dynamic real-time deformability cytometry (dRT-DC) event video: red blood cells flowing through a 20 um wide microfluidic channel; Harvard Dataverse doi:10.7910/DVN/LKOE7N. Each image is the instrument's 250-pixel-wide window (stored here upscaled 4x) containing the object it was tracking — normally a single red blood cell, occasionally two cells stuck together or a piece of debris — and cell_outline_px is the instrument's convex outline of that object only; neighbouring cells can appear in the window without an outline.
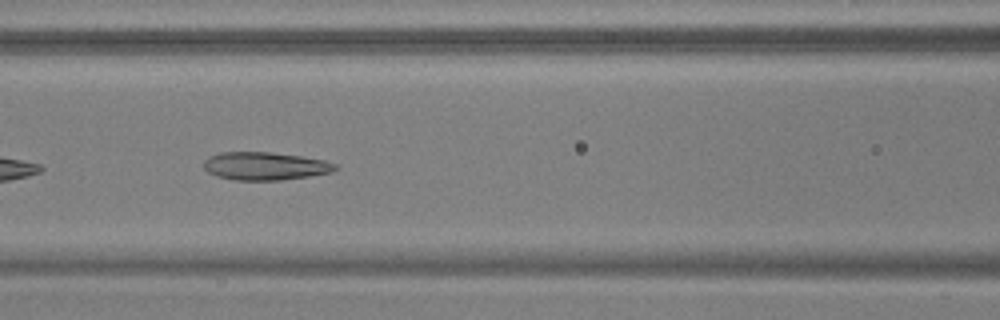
{"species": "common noctule bat (a hibernating species)", "species_latin": "Nyctalus noctula", "temperature_condition": "warm", "stored_images_in_passage": 37, "camera_frame_rate_fps": 3000, "um_per_image_px": 0.085, "animal": {"sex": "male", "body_mass_g": 17.9, "forearm_length_mm": 54.2}, "frame": {"image": 1, "passage_image": 8, "time_ms": 2.333, "image_size_px": [1000, 320], "cell_outline_px": [[340, 168], [332, 172], [308, 176], [280, 180], [232, 180], [216, 176], [208, 172], [204, 168], [204, 160], [208, 156], [220, 152], [268, 152], [300, 156], [324, 160], [336, 164]], "centroid_in_image_um": [22.51, 14.11], "position_along_channel_um": 144.1, "area_um2": 21.5}}
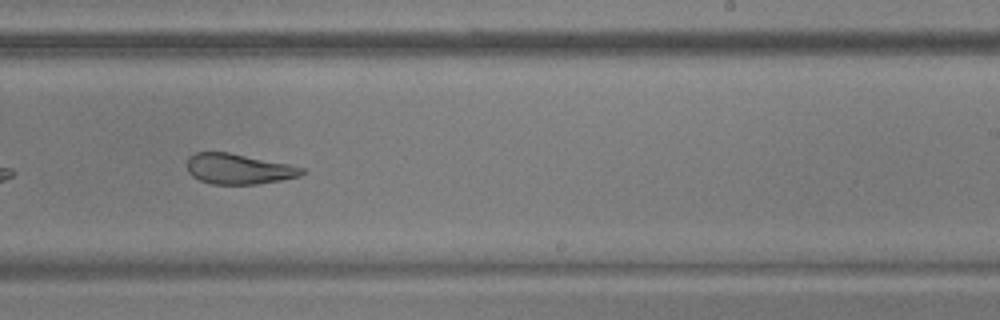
{"frame": {"image": 2, "passage_image": 18, "time_ms": 5.667, "image_size_px": [1000, 320], "cell_outline_px": [[304, 172], [300, 176], [280, 180], [256, 184], [212, 184], [200, 180], [192, 176], [188, 172], [188, 156], [196, 152], [228, 152], [288, 164], [304, 168]], "centroid_in_image_um": [20.25, 14.36], "position_along_channel_um": 268.7, "area_um2": 20.17}}
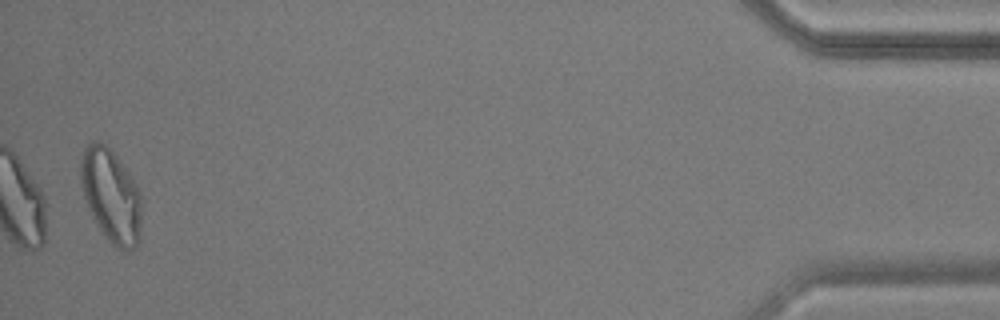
{"frame": {"image": 3, "passage_image": 37, "time_ms": 12.0, "image_size_px": [1000, 320], "cell_outline_px": [[140, 232], [136, 248], [120, 248], [112, 244], [104, 236], [96, 224], [88, 208], [80, 184], [80, 164], [84, 148], [92, 140], [100, 140], [116, 156], [128, 172], [136, 184], [140, 192]], "centroid_in_image_um": [9.41, 16.6], "position_along_channel_um": 425.8, "area_um2": 32.83}, "authors_computed_cell_mechanics": {"area_um2": 22.4842, "velocity_mm_per_s": 3.7477, "shape_relaxation_time_tau1_ms": null, "shape_relaxation_time_tau2_ms": 1.9809, "deformation_change_tau1": null, "deformation_change_tau2": 0.0973}}